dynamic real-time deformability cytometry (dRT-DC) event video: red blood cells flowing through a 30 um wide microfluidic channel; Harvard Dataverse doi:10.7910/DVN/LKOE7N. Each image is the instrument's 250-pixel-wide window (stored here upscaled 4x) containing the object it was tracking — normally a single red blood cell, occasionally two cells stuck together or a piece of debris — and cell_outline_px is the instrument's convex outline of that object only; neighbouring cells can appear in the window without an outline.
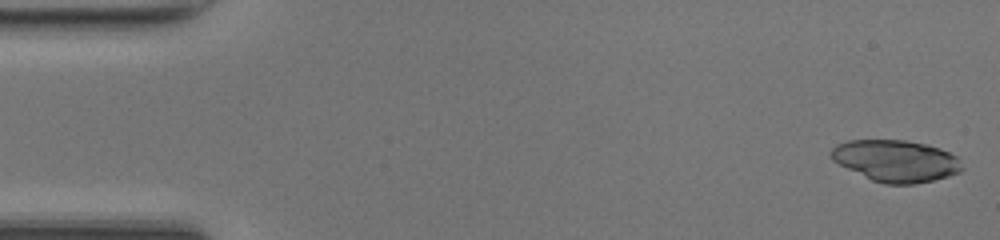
{"species": "common noctule bat (a hibernating species)", "species_latin": "Nyctalus noctula", "temperature_condition": "room temperature", "stored_images_in_passage": 48, "camera_frame_rate_fps": 3000, "um_per_image_px": 0.085, "animal": {"sex": "female", "body_mass_g": 17.0, "forearm_length_mm": 48.0}, "frame": {"image": 1, "passage_image": 1, "time_ms": 0.0, "image_size_px": [1000, 240], "cell_outline_px": [[964, 168], [960, 172], [948, 176], [916, 184], [884, 184], [872, 180], [832, 160], [828, 152], [836, 144], [848, 140], [904, 140], [928, 144], [940, 148], [956, 156], [960, 160]], "centroid_in_image_um": [76.16, 13.66], "position_along_channel_um": 8.8, "area_um2": 31.91}}